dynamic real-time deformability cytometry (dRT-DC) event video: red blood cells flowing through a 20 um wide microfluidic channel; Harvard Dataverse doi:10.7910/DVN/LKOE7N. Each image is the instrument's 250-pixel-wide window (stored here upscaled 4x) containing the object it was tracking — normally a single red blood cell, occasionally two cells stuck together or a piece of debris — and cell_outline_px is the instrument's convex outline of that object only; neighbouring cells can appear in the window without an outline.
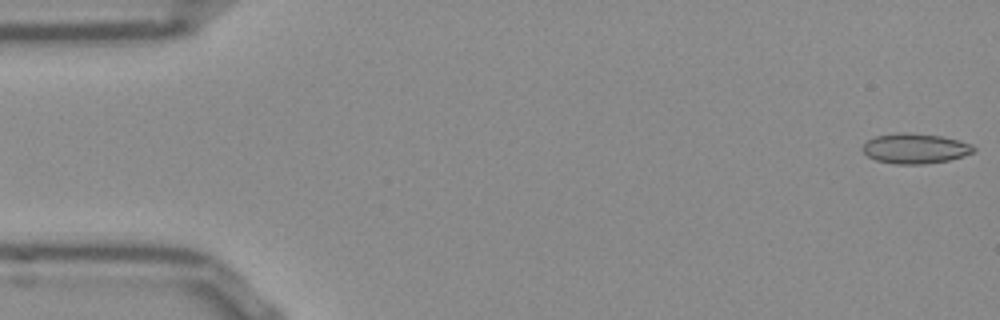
{"species": "Egyptian fruit bat (a non-hibernating species)", "species_latin": "Rousettus aegyptiacus", "temperature_condition": "room temperature", "stored_images_in_passage": 52, "camera_frame_rate_fps": 3000, "um_per_image_px": 0.085, "frame": {"image": 1, "passage_image": 1, "time_ms": 0.0, "image_size_px": [1000, 320], "cell_outline_px": [[976, 148], [972, 152], [964, 156], [948, 160], [924, 164], [896, 164], [876, 160], [868, 156], [860, 148], [868, 140], [876, 136], [896, 132], [912, 132], [940, 136], [972, 144]], "centroid_in_image_um": [77.76, 12.61], "position_along_channel_um": 7.2, "area_um2": 19.48}}
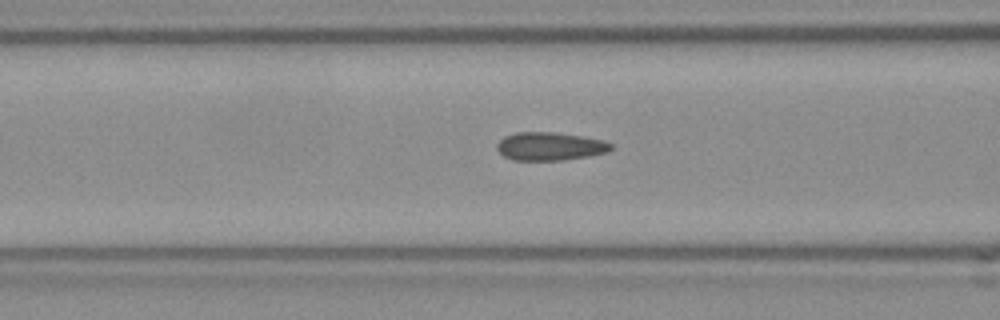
{"frame": {"image": 2, "passage_image": 20, "time_ms": 6.333, "image_size_px": [1000, 320], "cell_outline_px": [[612, 148], [608, 152], [588, 156], [564, 160], [512, 160], [504, 156], [496, 148], [496, 144], [504, 136], [516, 132], [556, 132], [604, 140], [612, 144]], "centroid_in_image_um": [46.73, 12.43], "position_along_channel_um": 119.9, "area_um2": 18.79}}
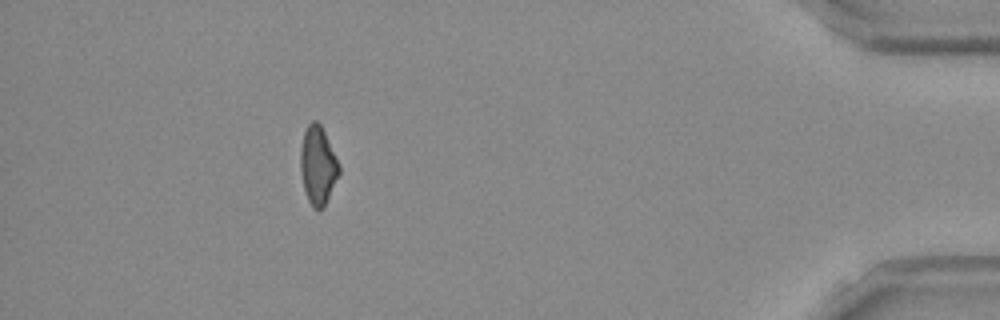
{"frame": {"image": 3, "passage_image": 47, "time_ms": 15.333, "image_size_px": [1000, 320], "cell_outline_px": [[340, 172], [324, 204], [320, 208], [312, 208], [308, 200], [304, 188], [300, 168], [300, 148], [304, 132], [308, 124], [312, 120], [316, 120], [320, 124], [340, 164]], "centroid_in_image_um": [27.0, 14.01], "position_along_channel_um": 408.2, "area_um2": 17.28}, "authors_computed_cell_mechanics": {"area_um2": 18.5827, "velocity_mm_per_s": 3.8556, "shape_relaxation_time_tau1_ms": null, "shape_relaxation_time_tau2_ms": 2.2794, "deformation_change_tau1": null, "deformation_change_tau2": 0.0692}}